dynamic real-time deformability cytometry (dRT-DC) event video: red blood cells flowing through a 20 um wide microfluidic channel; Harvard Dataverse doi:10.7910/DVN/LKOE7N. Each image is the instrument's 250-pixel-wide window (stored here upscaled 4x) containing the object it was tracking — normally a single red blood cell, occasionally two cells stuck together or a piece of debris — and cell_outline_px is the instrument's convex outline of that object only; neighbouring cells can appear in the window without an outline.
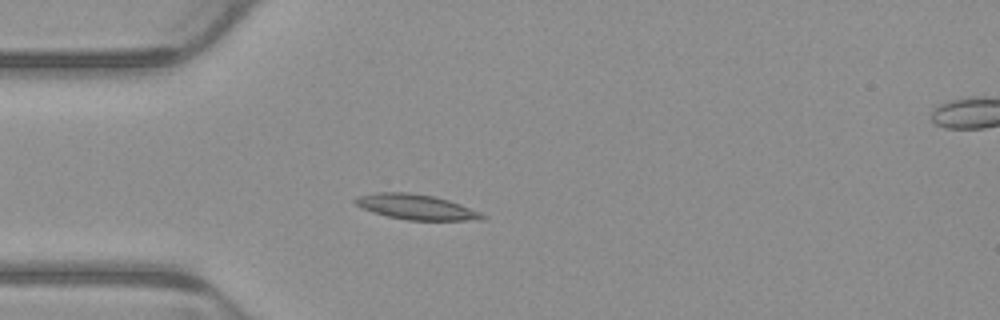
{"species": "common noctule bat (a hibernating species)", "species_latin": "Nyctalus noctula", "temperature_condition": "warm", "stored_images_in_passage": 5, "camera_frame_rate_fps": 3000, "um_per_image_px": 0.085, "animal": {"sex": "male", "body_mass_g": 23.1, "forearm_length_mm": 52.7}, "frame": {"image": 1, "passage_image": 4, "time_ms": 1.0, "image_size_px": [1000, 320], "cell_outline_px": [[488, 216], [484, 220], [408, 220], [388, 216], [372, 212], [356, 204], [352, 200], [356, 196], [376, 192], [408, 192], [436, 196], [460, 204], [480, 212]], "centroid_in_image_um": [35.38, 17.58], "position_along_channel_um": 49.6, "area_um2": 18.73}}